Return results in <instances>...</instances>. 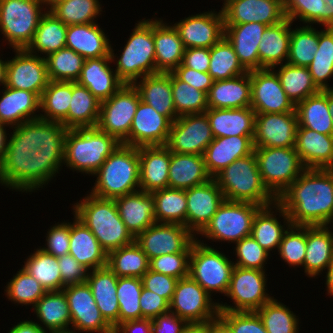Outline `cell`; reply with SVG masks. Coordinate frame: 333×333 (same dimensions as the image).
I'll return each mask as SVG.
<instances>
[{
	"mask_svg": "<svg viewBox=\"0 0 333 333\" xmlns=\"http://www.w3.org/2000/svg\"><path fill=\"white\" fill-rule=\"evenodd\" d=\"M188 322L171 312L151 320L152 333H181Z\"/></svg>",
	"mask_w": 333,
	"mask_h": 333,
	"instance_id": "obj_72",
	"label": "cell"
},
{
	"mask_svg": "<svg viewBox=\"0 0 333 333\" xmlns=\"http://www.w3.org/2000/svg\"><path fill=\"white\" fill-rule=\"evenodd\" d=\"M297 128L296 112L256 113L254 148L295 147Z\"/></svg>",
	"mask_w": 333,
	"mask_h": 333,
	"instance_id": "obj_21",
	"label": "cell"
},
{
	"mask_svg": "<svg viewBox=\"0 0 333 333\" xmlns=\"http://www.w3.org/2000/svg\"><path fill=\"white\" fill-rule=\"evenodd\" d=\"M172 95L175 112L178 117L188 114L205 113L208 109L207 94L179 80L173 73Z\"/></svg>",
	"mask_w": 333,
	"mask_h": 333,
	"instance_id": "obj_60",
	"label": "cell"
},
{
	"mask_svg": "<svg viewBox=\"0 0 333 333\" xmlns=\"http://www.w3.org/2000/svg\"><path fill=\"white\" fill-rule=\"evenodd\" d=\"M11 128L14 129L10 139L17 146H26L30 151L45 155H64L68 129L62 123L38 118Z\"/></svg>",
	"mask_w": 333,
	"mask_h": 333,
	"instance_id": "obj_14",
	"label": "cell"
},
{
	"mask_svg": "<svg viewBox=\"0 0 333 333\" xmlns=\"http://www.w3.org/2000/svg\"><path fill=\"white\" fill-rule=\"evenodd\" d=\"M142 289L141 278L118 277L116 295L119 304V325L126 321L142 319L140 308Z\"/></svg>",
	"mask_w": 333,
	"mask_h": 333,
	"instance_id": "obj_58",
	"label": "cell"
},
{
	"mask_svg": "<svg viewBox=\"0 0 333 333\" xmlns=\"http://www.w3.org/2000/svg\"><path fill=\"white\" fill-rule=\"evenodd\" d=\"M110 40L97 23L67 25L66 48L85 59L110 55Z\"/></svg>",
	"mask_w": 333,
	"mask_h": 333,
	"instance_id": "obj_39",
	"label": "cell"
},
{
	"mask_svg": "<svg viewBox=\"0 0 333 333\" xmlns=\"http://www.w3.org/2000/svg\"><path fill=\"white\" fill-rule=\"evenodd\" d=\"M64 155H45L26 146H17L11 139L0 160V183L16 191L33 192L59 173Z\"/></svg>",
	"mask_w": 333,
	"mask_h": 333,
	"instance_id": "obj_2",
	"label": "cell"
},
{
	"mask_svg": "<svg viewBox=\"0 0 333 333\" xmlns=\"http://www.w3.org/2000/svg\"><path fill=\"white\" fill-rule=\"evenodd\" d=\"M46 236L47 247H40L44 252L55 257L69 254L70 249V223L55 224L48 230Z\"/></svg>",
	"mask_w": 333,
	"mask_h": 333,
	"instance_id": "obj_67",
	"label": "cell"
},
{
	"mask_svg": "<svg viewBox=\"0 0 333 333\" xmlns=\"http://www.w3.org/2000/svg\"><path fill=\"white\" fill-rule=\"evenodd\" d=\"M140 96L133 84H123L109 99L100 103L96 127L122 143L130 133Z\"/></svg>",
	"mask_w": 333,
	"mask_h": 333,
	"instance_id": "obj_13",
	"label": "cell"
},
{
	"mask_svg": "<svg viewBox=\"0 0 333 333\" xmlns=\"http://www.w3.org/2000/svg\"><path fill=\"white\" fill-rule=\"evenodd\" d=\"M292 23L286 18L265 28L258 47L259 69H274L283 64L284 60L287 63Z\"/></svg>",
	"mask_w": 333,
	"mask_h": 333,
	"instance_id": "obj_40",
	"label": "cell"
},
{
	"mask_svg": "<svg viewBox=\"0 0 333 333\" xmlns=\"http://www.w3.org/2000/svg\"><path fill=\"white\" fill-rule=\"evenodd\" d=\"M5 126L7 127V125L0 123V160L4 155L8 139Z\"/></svg>",
	"mask_w": 333,
	"mask_h": 333,
	"instance_id": "obj_79",
	"label": "cell"
},
{
	"mask_svg": "<svg viewBox=\"0 0 333 333\" xmlns=\"http://www.w3.org/2000/svg\"><path fill=\"white\" fill-rule=\"evenodd\" d=\"M156 73H171L182 62L185 47L174 25L153 20Z\"/></svg>",
	"mask_w": 333,
	"mask_h": 333,
	"instance_id": "obj_33",
	"label": "cell"
},
{
	"mask_svg": "<svg viewBox=\"0 0 333 333\" xmlns=\"http://www.w3.org/2000/svg\"><path fill=\"white\" fill-rule=\"evenodd\" d=\"M210 63V48L185 49L181 64L200 72H208Z\"/></svg>",
	"mask_w": 333,
	"mask_h": 333,
	"instance_id": "obj_73",
	"label": "cell"
},
{
	"mask_svg": "<svg viewBox=\"0 0 333 333\" xmlns=\"http://www.w3.org/2000/svg\"><path fill=\"white\" fill-rule=\"evenodd\" d=\"M72 97V81H49L40 97L41 119L59 122L68 129V110Z\"/></svg>",
	"mask_w": 333,
	"mask_h": 333,
	"instance_id": "obj_46",
	"label": "cell"
},
{
	"mask_svg": "<svg viewBox=\"0 0 333 333\" xmlns=\"http://www.w3.org/2000/svg\"><path fill=\"white\" fill-rule=\"evenodd\" d=\"M43 327L41 324L37 322H33L32 320H24L14 325L10 328L8 333H46L43 331Z\"/></svg>",
	"mask_w": 333,
	"mask_h": 333,
	"instance_id": "obj_75",
	"label": "cell"
},
{
	"mask_svg": "<svg viewBox=\"0 0 333 333\" xmlns=\"http://www.w3.org/2000/svg\"><path fill=\"white\" fill-rule=\"evenodd\" d=\"M133 83L140 100L153 107L171 122L178 118L172 95V72L147 75Z\"/></svg>",
	"mask_w": 333,
	"mask_h": 333,
	"instance_id": "obj_34",
	"label": "cell"
},
{
	"mask_svg": "<svg viewBox=\"0 0 333 333\" xmlns=\"http://www.w3.org/2000/svg\"><path fill=\"white\" fill-rule=\"evenodd\" d=\"M187 229L195 236L207 225L225 200L214 178L186 190Z\"/></svg>",
	"mask_w": 333,
	"mask_h": 333,
	"instance_id": "obj_25",
	"label": "cell"
},
{
	"mask_svg": "<svg viewBox=\"0 0 333 333\" xmlns=\"http://www.w3.org/2000/svg\"><path fill=\"white\" fill-rule=\"evenodd\" d=\"M15 57L8 60L7 83L10 88L26 90L41 97L49 83L45 57L27 49H14Z\"/></svg>",
	"mask_w": 333,
	"mask_h": 333,
	"instance_id": "obj_20",
	"label": "cell"
},
{
	"mask_svg": "<svg viewBox=\"0 0 333 333\" xmlns=\"http://www.w3.org/2000/svg\"><path fill=\"white\" fill-rule=\"evenodd\" d=\"M181 333H208V321L188 322Z\"/></svg>",
	"mask_w": 333,
	"mask_h": 333,
	"instance_id": "obj_77",
	"label": "cell"
},
{
	"mask_svg": "<svg viewBox=\"0 0 333 333\" xmlns=\"http://www.w3.org/2000/svg\"><path fill=\"white\" fill-rule=\"evenodd\" d=\"M116 60V74L124 84L156 74L153 19L138 21Z\"/></svg>",
	"mask_w": 333,
	"mask_h": 333,
	"instance_id": "obj_7",
	"label": "cell"
},
{
	"mask_svg": "<svg viewBox=\"0 0 333 333\" xmlns=\"http://www.w3.org/2000/svg\"><path fill=\"white\" fill-rule=\"evenodd\" d=\"M277 202L292 225L327 226L333 223V169L306 168Z\"/></svg>",
	"mask_w": 333,
	"mask_h": 333,
	"instance_id": "obj_1",
	"label": "cell"
},
{
	"mask_svg": "<svg viewBox=\"0 0 333 333\" xmlns=\"http://www.w3.org/2000/svg\"><path fill=\"white\" fill-rule=\"evenodd\" d=\"M46 8L39 0H0V32L10 46L27 49Z\"/></svg>",
	"mask_w": 333,
	"mask_h": 333,
	"instance_id": "obj_10",
	"label": "cell"
},
{
	"mask_svg": "<svg viewBox=\"0 0 333 333\" xmlns=\"http://www.w3.org/2000/svg\"><path fill=\"white\" fill-rule=\"evenodd\" d=\"M278 211L280 216L284 218V225H281L276 216L273 215L274 211ZM289 215L285 209L276 201L273 206L269 205L262 207L255 215L252 225L251 236L257 243L265 250L272 251V249H279L280 242L283 235L291 226ZM286 226V227H285ZM287 228V229H286Z\"/></svg>",
	"mask_w": 333,
	"mask_h": 333,
	"instance_id": "obj_43",
	"label": "cell"
},
{
	"mask_svg": "<svg viewBox=\"0 0 333 333\" xmlns=\"http://www.w3.org/2000/svg\"><path fill=\"white\" fill-rule=\"evenodd\" d=\"M179 80L188 83L190 86L195 87L197 90L203 91L208 94L210 87L214 83V79L208 72H200L180 64L172 72Z\"/></svg>",
	"mask_w": 333,
	"mask_h": 333,
	"instance_id": "obj_71",
	"label": "cell"
},
{
	"mask_svg": "<svg viewBox=\"0 0 333 333\" xmlns=\"http://www.w3.org/2000/svg\"><path fill=\"white\" fill-rule=\"evenodd\" d=\"M66 31L67 25L46 10L39 20L34 38L27 50L35 55L44 53L46 56L43 57H47L66 47Z\"/></svg>",
	"mask_w": 333,
	"mask_h": 333,
	"instance_id": "obj_48",
	"label": "cell"
},
{
	"mask_svg": "<svg viewBox=\"0 0 333 333\" xmlns=\"http://www.w3.org/2000/svg\"><path fill=\"white\" fill-rule=\"evenodd\" d=\"M22 268L32 275L35 280L39 281L47 291H60L63 289L58 257L37 248L27 258Z\"/></svg>",
	"mask_w": 333,
	"mask_h": 333,
	"instance_id": "obj_52",
	"label": "cell"
},
{
	"mask_svg": "<svg viewBox=\"0 0 333 333\" xmlns=\"http://www.w3.org/2000/svg\"><path fill=\"white\" fill-rule=\"evenodd\" d=\"M95 185L90 194L115 199L140 190L138 147L120 144L96 171Z\"/></svg>",
	"mask_w": 333,
	"mask_h": 333,
	"instance_id": "obj_4",
	"label": "cell"
},
{
	"mask_svg": "<svg viewBox=\"0 0 333 333\" xmlns=\"http://www.w3.org/2000/svg\"><path fill=\"white\" fill-rule=\"evenodd\" d=\"M254 136L218 137L206 147L203 154L209 175L214 178L235 160L254 152Z\"/></svg>",
	"mask_w": 333,
	"mask_h": 333,
	"instance_id": "obj_27",
	"label": "cell"
},
{
	"mask_svg": "<svg viewBox=\"0 0 333 333\" xmlns=\"http://www.w3.org/2000/svg\"><path fill=\"white\" fill-rule=\"evenodd\" d=\"M210 179L203 155L171 152L169 188L187 190Z\"/></svg>",
	"mask_w": 333,
	"mask_h": 333,
	"instance_id": "obj_42",
	"label": "cell"
},
{
	"mask_svg": "<svg viewBox=\"0 0 333 333\" xmlns=\"http://www.w3.org/2000/svg\"><path fill=\"white\" fill-rule=\"evenodd\" d=\"M325 28L319 31L318 49L307 66L313 82L320 90L333 88L327 83L333 76V27Z\"/></svg>",
	"mask_w": 333,
	"mask_h": 333,
	"instance_id": "obj_54",
	"label": "cell"
},
{
	"mask_svg": "<svg viewBox=\"0 0 333 333\" xmlns=\"http://www.w3.org/2000/svg\"><path fill=\"white\" fill-rule=\"evenodd\" d=\"M214 179L225 200L250 202L262 207L273 205L277 201L261 180L254 152L235 160Z\"/></svg>",
	"mask_w": 333,
	"mask_h": 333,
	"instance_id": "obj_6",
	"label": "cell"
},
{
	"mask_svg": "<svg viewBox=\"0 0 333 333\" xmlns=\"http://www.w3.org/2000/svg\"><path fill=\"white\" fill-rule=\"evenodd\" d=\"M325 4L324 0H285L283 8L286 18L292 22L300 19L310 26L312 23L325 26Z\"/></svg>",
	"mask_w": 333,
	"mask_h": 333,
	"instance_id": "obj_63",
	"label": "cell"
},
{
	"mask_svg": "<svg viewBox=\"0 0 333 333\" xmlns=\"http://www.w3.org/2000/svg\"><path fill=\"white\" fill-rule=\"evenodd\" d=\"M154 198L155 221L180 224L187 228L186 190L164 188L151 192Z\"/></svg>",
	"mask_w": 333,
	"mask_h": 333,
	"instance_id": "obj_49",
	"label": "cell"
},
{
	"mask_svg": "<svg viewBox=\"0 0 333 333\" xmlns=\"http://www.w3.org/2000/svg\"><path fill=\"white\" fill-rule=\"evenodd\" d=\"M319 31L310 25L291 30L287 63L307 67L318 49Z\"/></svg>",
	"mask_w": 333,
	"mask_h": 333,
	"instance_id": "obj_57",
	"label": "cell"
},
{
	"mask_svg": "<svg viewBox=\"0 0 333 333\" xmlns=\"http://www.w3.org/2000/svg\"><path fill=\"white\" fill-rule=\"evenodd\" d=\"M266 273L258 269L234 266L226 295L234 306L220 304L219 311L246 312L257 311L273 297L266 293Z\"/></svg>",
	"mask_w": 333,
	"mask_h": 333,
	"instance_id": "obj_12",
	"label": "cell"
},
{
	"mask_svg": "<svg viewBox=\"0 0 333 333\" xmlns=\"http://www.w3.org/2000/svg\"><path fill=\"white\" fill-rule=\"evenodd\" d=\"M328 295H333V263L327 268L326 284Z\"/></svg>",
	"mask_w": 333,
	"mask_h": 333,
	"instance_id": "obj_80",
	"label": "cell"
},
{
	"mask_svg": "<svg viewBox=\"0 0 333 333\" xmlns=\"http://www.w3.org/2000/svg\"><path fill=\"white\" fill-rule=\"evenodd\" d=\"M141 279L145 289L160 295L170 304L178 281L177 278L149 269Z\"/></svg>",
	"mask_w": 333,
	"mask_h": 333,
	"instance_id": "obj_68",
	"label": "cell"
},
{
	"mask_svg": "<svg viewBox=\"0 0 333 333\" xmlns=\"http://www.w3.org/2000/svg\"><path fill=\"white\" fill-rule=\"evenodd\" d=\"M172 122L153 107L139 101L129 136L121 143L128 146H165Z\"/></svg>",
	"mask_w": 333,
	"mask_h": 333,
	"instance_id": "obj_22",
	"label": "cell"
},
{
	"mask_svg": "<svg viewBox=\"0 0 333 333\" xmlns=\"http://www.w3.org/2000/svg\"><path fill=\"white\" fill-rule=\"evenodd\" d=\"M298 127L333 135L332 115L328 107V89L309 96L295 106Z\"/></svg>",
	"mask_w": 333,
	"mask_h": 333,
	"instance_id": "obj_44",
	"label": "cell"
},
{
	"mask_svg": "<svg viewBox=\"0 0 333 333\" xmlns=\"http://www.w3.org/2000/svg\"><path fill=\"white\" fill-rule=\"evenodd\" d=\"M214 138L254 136L256 113L251 107L239 109H212L205 111Z\"/></svg>",
	"mask_w": 333,
	"mask_h": 333,
	"instance_id": "obj_36",
	"label": "cell"
},
{
	"mask_svg": "<svg viewBox=\"0 0 333 333\" xmlns=\"http://www.w3.org/2000/svg\"><path fill=\"white\" fill-rule=\"evenodd\" d=\"M262 208L254 203L224 200L212 219L198 233L205 238L235 244L251 235L253 220Z\"/></svg>",
	"mask_w": 333,
	"mask_h": 333,
	"instance_id": "obj_11",
	"label": "cell"
},
{
	"mask_svg": "<svg viewBox=\"0 0 333 333\" xmlns=\"http://www.w3.org/2000/svg\"><path fill=\"white\" fill-rule=\"evenodd\" d=\"M110 47V55L100 58L85 59L81 75L77 82L85 86L100 102L109 99L124 84L112 71L110 63L115 61L116 54Z\"/></svg>",
	"mask_w": 333,
	"mask_h": 333,
	"instance_id": "obj_26",
	"label": "cell"
},
{
	"mask_svg": "<svg viewBox=\"0 0 333 333\" xmlns=\"http://www.w3.org/2000/svg\"><path fill=\"white\" fill-rule=\"evenodd\" d=\"M219 316L231 327L234 333H267L256 311H219Z\"/></svg>",
	"mask_w": 333,
	"mask_h": 333,
	"instance_id": "obj_66",
	"label": "cell"
},
{
	"mask_svg": "<svg viewBox=\"0 0 333 333\" xmlns=\"http://www.w3.org/2000/svg\"><path fill=\"white\" fill-rule=\"evenodd\" d=\"M33 307L37 318L46 327L44 332L69 330L71 315L63 290L47 291Z\"/></svg>",
	"mask_w": 333,
	"mask_h": 333,
	"instance_id": "obj_45",
	"label": "cell"
},
{
	"mask_svg": "<svg viewBox=\"0 0 333 333\" xmlns=\"http://www.w3.org/2000/svg\"><path fill=\"white\" fill-rule=\"evenodd\" d=\"M207 106L212 109L251 107L250 72L214 81L207 94Z\"/></svg>",
	"mask_w": 333,
	"mask_h": 333,
	"instance_id": "obj_35",
	"label": "cell"
},
{
	"mask_svg": "<svg viewBox=\"0 0 333 333\" xmlns=\"http://www.w3.org/2000/svg\"><path fill=\"white\" fill-rule=\"evenodd\" d=\"M101 9L98 0H63L47 10L65 25H78L95 23Z\"/></svg>",
	"mask_w": 333,
	"mask_h": 333,
	"instance_id": "obj_56",
	"label": "cell"
},
{
	"mask_svg": "<svg viewBox=\"0 0 333 333\" xmlns=\"http://www.w3.org/2000/svg\"><path fill=\"white\" fill-rule=\"evenodd\" d=\"M6 296L17 304L35 305L47 290L26 270L21 268L6 285Z\"/></svg>",
	"mask_w": 333,
	"mask_h": 333,
	"instance_id": "obj_61",
	"label": "cell"
},
{
	"mask_svg": "<svg viewBox=\"0 0 333 333\" xmlns=\"http://www.w3.org/2000/svg\"><path fill=\"white\" fill-rule=\"evenodd\" d=\"M275 72L279 76L287 97L295 105L321 91L313 82L312 75L307 67L293 66L284 62Z\"/></svg>",
	"mask_w": 333,
	"mask_h": 333,
	"instance_id": "obj_51",
	"label": "cell"
},
{
	"mask_svg": "<svg viewBox=\"0 0 333 333\" xmlns=\"http://www.w3.org/2000/svg\"><path fill=\"white\" fill-rule=\"evenodd\" d=\"M191 253L164 254L150 259L149 269L177 279L188 277Z\"/></svg>",
	"mask_w": 333,
	"mask_h": 333,
	"instance_id": "obj_65",
	"label": "cell"
},
{
	"mask_svg": "<svg viewBox=\"0 0 333 333\" xmlns=\"http://www.w3.org/2000/svg\"><path fill=\"white\" fill-rule=\"evenodd\" d=\"M251 108L255 113L296 112L274 69L250 71Z\"/></svg>",
	"mask_w": 333,
	"mask_h": 333,
	"instance_id": "obj_19",
	"label": "cell"
},
{
	"mask_svg": "<svg viewBox=\"0 0 333 333\" xmlns=\"http://www.w3.org/2000/svg\"><path fill=\"white\" fill-rule=\"evenodd\" d=\"M208 73L214 81L231 79L247 73L240 64L232 44L225 36L210 48Z\"/></svg>",
	"mask_w": 333,
	"mask_h": 333,
	"instance_id": "obj_53",
	"label": "cell"
},
{
	"mask_svg": "<svg viewBox=\"0 0 333 333\" xmlns=\"http://www.w3.org/2000/svg\"><path fill=\"white\" fill-rule=\"evenodd\" d=\"M114 200L120 218L134 238L156 222L154 198L151 193L138 190Z\"/></svg>",
	"mask_w": 333,
	"mask_h": 333,
	"instance_id": "obj_30",
	"label": "cell"
},
{
	"mask_svg": "<svg viewBox=\"0 0 333 333\" xmlns=\"http://www.w3.org/2000/svg\"><path fill=\"white\" fill-rule=\"evenodd\" d=\"M327 226H306L304 272L311 278L333 263V232Z\"/></svg>",
	"mask_w": 333,
	"mask_h": 333,
	"instance_id": "obj_38",
	"label": "cell"
},
{
	"mask_svg": "<svg viewBox=\"0 0 333 333\" xmlns=\"http://www.w3.org/2000/svg\"><path fill=\"white\" fill-rule=\"evenodd\" d=\"M208 333H234L231 327L218 315L208 321Z\"/></svg>",
	"mask_w": 333,
	"mask_h": 333,
	"instance_id": "obj_76",
	"label": "cell"
},
{
	"mask_svg": "<svg viewBox=\"0 0 333 333\" xmlns=\"http://www.w3.org/2000/svg\"><path fill=\"white\" fill-rule=\"evenodd\" d=\"M213 140L206 113L188 114L172 122L165 146L174 153L203 155Z\"/></svg>",
	"mask_w": 333,
	"mask_h": 333,
	"instance_id": "obj_17",
	"label": "cell"
},
{
	"mask_svg": "<svg viewBox=\"0 0 333 333\" xmlns=\"http://www.w3.org/2000/svg\"><path fill=\"white\" fill-rule=\"evenodd\" d=\"M267 333H299L297 316L274 297L256 311Z\"/></svg>",
	"mask_w": 333,
	"mask_h": 333,
	"instance_id": "obj_59",
	"label": "cell"
},
{
	"mask_svg": "<svg viewBox=\"0 0 333 333\" xmlns=\"http://www.w3.org/2000/svg\"><path fill=\"white\" fill-rule=\"evenodd\" d=\"M224 24L276 25L286 19L281 0H233L223 9Z\"/></svg>",
	"mask_w": 333,
	"mask_h": 333,
	"instance_id": "obj_24",
	"label": "cell"
},
{
	"mask_svg": "<svg viewBox=\"0 0 333 333\" xmlns=\"http://www.w3.org/2000/svg\"><path fill=\"white\" fill-rule=\"evenodd\" d=\"M71 327L79 332L114 333V328L105 320L98 309L87 282L65 286Z\"/></svg>",
	"mask_w": 333,
	"mask_h": 333,
	"instance_id": "obj_18",
	"label": "cell"
},
{
	"mask_svg": "<svg viewBox=\"0 0 333 333\" xmlns=\"http://www.w3.org/2000/svg\"><path fill=\"white\" fill-rule=\"evenodd\" d=\"M120 142L97 127L68 129L64 164L71 170L94 175Z\"/></svg>",
	"mask_w": 333,
	"mask_h": 333,
	"instance_id": "obj_5",
	"label": "cell"
},
{
	"mask_svg": "<svg viewBox=\"0 0 333 333\" xmlns=\"http://www.w3.org/2000/svg\"><path fill=\"white\" fill-rule=\"evenodd\" d=\"M69 254L88 270L107 266L108 254L90 229L75 216L73 223L70 222Z\"/></svg>",
	"mask_w": 333,
	"mask_h": 333,
	"instance_id": "obj_41",
	"label": "cell"
},
{
	"mask_svg": "<svg viewBox=\"0 0 333 333\" xmlns=\"http://www.w3.org/2000/svg\"><path fill=\"white\" fill-rule=\"evenodd\" d=\"M196 236L185 226L155 222L140 233L135 242L148 259L171 253H191Z\"/></svg>",
	"mask_w": 333,
	"mask_h": 333,
	"instance_id": "obj_15",
	"label": "cell"
},
{
	"mask_svg": "<svg viewBox=\"0 0 333 333\" xmlns=\"http://www.w3.org/2000/svg\"><path fill=\"white\" fill-rule=\"evenodd\" d=\"M86 282L102 316L115 330L119 326V304L116 295L118 277L108 266H104L88 271Z\"/></svg>",
	"mask_w": 333,
	"mask_h": 333,
	"instance_id": "obj_32",
	"label": "cell"
},
{
	"mask_svg": "<svg viewBox=\"0 0 333 333\" xmlns=\"http://www.w3.org/2000/svg\"><path fill=\"white\" fill-rule=\"evenodd\" d=\"M140 190L153 192L169 187L171 152L166 146L138 147Z\"/></svg>",
	"mask_w": 333,
	"mask_h": 333,
	"instance_id": "obj_29",
	"label": "cell"
},
{
	"mask_svg": "<svg viewBox=\"0 0 333 333\" xmlns=\"http://www.w3.org/2000/svg\"><path fill=\"white\" fill-rule=\"evenodd\" d=\"M294 148L305 168L333 169V135L298 127Z\"/></svg>",
	"mask_w": 333,
	"mask_h": 333,
	"instance_id": "obj_31",
	"label": "cell"
},
{
	"mask_svg": "<svg viewBox=\"0 0 333 333\" xmlns=\"http://www.w3.org/2000/svg\"><path fill=\"white\" fill-rule=\"evenodd\" d=\"M149 262L150 260L135 241L111 251L107 257V266L117 277L142 278L149 270Z\"/></svg>",
	"mask_w": 333,
	"mask_h": 333,
	"instance_id": "obj_50",
	"label": "cell"
},
{
	"mask_svg": "<svg viewBox=\"0 0 333 333\" xmlns=\"http://www.w3.org/2000/svg\"><path fill=\"white\" fill-rule=\"evenodd\" d=\"M278 252L289 266L303 267L306 253V226L291 225L283 235Z\"/></svg>",
	"mask_w": 333,
	"mask_h": 333,
	"instance_id": "obj_62",
	"label": "cell"
},
{
	"mask_svg": "<svg viewBox=\"0 0 333 333\" xmlns=\"http://www.w3.org/2000/svg\"><path fill=\"white\" fill-rule=\"evenodd\" d=\"M227 257L196 239L192 243L188 276L210 296L212 291L226 295L235 266Z\"/></svg>",
	"mask_w": 333,
	"mask_h": 333,
	"instance_id": "obj_9",
	"label": "cell"
},
{
	"mask_svg": "<svg viewBox=\"0 0 333 333\" xmlns=\"http://www.w3.org/2000/svg\"><path fill=\"white\" fill-rule=\"evenodd\" d=\"M114 333H152L151 319H137L121 323Z\"/></svg>",
	"mask_w": 333,
	"mask_h": 333,
	"instance_id": "obj_74",
	"label": "cell"
},
{
	"mask_svg": "<svg viewBox=\"0 0 333 333\" xmlns=\"http://www.w3.org/2000/svg\"><path fill=\"white\" fill-rule=\"evenodd\" d=\"M100 101L83 85L72 81V97L68 110V129L96 127Z\"/></svg>",
	"mask_w": 333,
	"mask_h": 333,
	"instance_id": "obj_47",
	"label": "cell"
},
{
	"mask_svg": "<svg viewBox=\"0 0 333 333\" xmlns=\"http://www.w3.org/2000/svg\"><path fill=\"white\" fill-rule=\"evenodd\" d=\"M261 180L278 199L306 169L294 147L254 148Z\"/></svg>",
	"mask_w": 333,
	"mask_h": 333,
	"instance_id": "obj_8",
	"label": "cell"
},
{
	"mask_svg": "<svg viewBox=\"0 0 333 333\" xmlns=\"http://www.w3.org/2000/svg\"><path fill=\"white\" fill-rule=\"evenodd\" d=\"M185 49L211 48L224 36L222 10L191 15L174 24Z\"/></svg>",
	"mask_w": 333,
	"mask_h": 333,
	"instance_id": "obj_23",
	"label": "cell"
},
{
	"mask_svg": "<svg viewBox=\"0 0 333 333\" xmlns=\"http://www.w3.org/2000/svg\"><path fill=\"white\" fill-rule=\"evenodd\" d=\"M266 27L257 22L224 24V36L232 44L240 64L247 72L259 70L258 47Z\"/></svg>",
	"mask_w": 333,
	"mask_h": 333,
	"instance_id": "obj_28",
	"label": "cell"
},
{
	"mask_svg": "<svg viewBox=\"0 0 333 333\" xmlns=\"http://www.w3.org/2000/svg\"><path fill=\"white\" fill-rule=\"evenodd\" d=\"M73 207L74 216L90 229L107 254L135 241L120 218L114 199L89 194Z\"/></svg>",
	"mask_w": 333,
	"mask_h": 333,
	"instance_id": "obj_3",
	"label": "cell"
},
{
	"mask_svg": "<svg viewBox=\"0 0 333 333\" xmlns=\"http://www.w3.org/2000/svg\"><path fill=\"white\" fill-rule=\"evenodd\" d=\"M235 251L237 255L235 266L265 271L264 266L267 264L270 252L262 248L251 235L238 241Z\"/></svg>",
	"mask_w": 333,
	"mask_h": 333,
	"instance_id": "obj_64",
	"label": "cell"
},
{
	"mask_svg": "<svg viewBox=\"0 0 333 333\" xmlns=\"http://www.w3.org/2000/svg\"><path fill=\"white\" fill-rule=\"evenodd\" d=\"M142 319L153 320L159 315L169 312V303L160 295L143 287L140 295Z\"/></svg>",
	"mask_w": 333,
	"mask_h": 333,
	"instance_id": "obj_70",
	"label": "cell"
},
{
	"mask_svg": "<svg viewBox=\"0 0 333 333\" xmlns=\"http://www.w3.org/2000/svg\"><path fill=\"white\" fill-rule=\"evenodd\" d=\"M169 312L187 322H206L219 315L218 303L189 276L178 279Z\"/></svg>",
	"mask_w": 333,
	"mask_h": 333,
	"instance_id": "obj_16",
	"label": "cell"
},
{
	"mask_svg": "<svg viewBox=\"0 0 333 333\" xmlns=\"http://www.w3.org/2000/svg\"><path fill=\"white\" fill-rule=\"evenodd\" d=\"M325 4V27H333V0H324Z\"/></svg>",
	"mask_w": 333,
	"mask_h": 333,
	"instance_id": "obj_78",
	"label": "cell"
},
{
	"mask_svg": "<svg viewBox=\"0 0 333 333\" xmlns=\"http://www.w3.org/2000/svg\"><path fill=\"white\" fill-rule=\"evenodd\" d=\"M3 88L0 123L14 127L40 117V114H35L40 109V97L36 93L7 86Z\"/></svg>",
	"mask_w": 333,
	"mask_h": 333,
	"instance_id": "obj_37",
	"label": "cell"
},
{
	"mask_svg": "<svg viewBox=\"0 0 333 333\" xmlns=\"http://www.w3.org/2000/svg\"><path fill=\"white\" fill-rule=\"evenodd\" d=\"M45 60L50 81L76 82L85 62L84 57L66 47L51 53Z\"/></svg>",
	"mask_w": 333,
	"mask_h": 333,
	"instance_id": "obj_55",
	"label": "cell"
},
{
	"mask_svg": "<svg viewBox=\"0 0 333 333\" xmlns=\"http://www.w3.org/2000/svg\"><path fill=\"white\" fill-rule=\"evenodd\" d=\"M63 288L68 285L79 284L87 281L88 269L80 264L72 255L58 257Z\"/></svg>",
	"mask_w": 333,
	"mask_h": 333,
	"instance_id": "obj_69",
	"label": "cell"
}]
</instances>
